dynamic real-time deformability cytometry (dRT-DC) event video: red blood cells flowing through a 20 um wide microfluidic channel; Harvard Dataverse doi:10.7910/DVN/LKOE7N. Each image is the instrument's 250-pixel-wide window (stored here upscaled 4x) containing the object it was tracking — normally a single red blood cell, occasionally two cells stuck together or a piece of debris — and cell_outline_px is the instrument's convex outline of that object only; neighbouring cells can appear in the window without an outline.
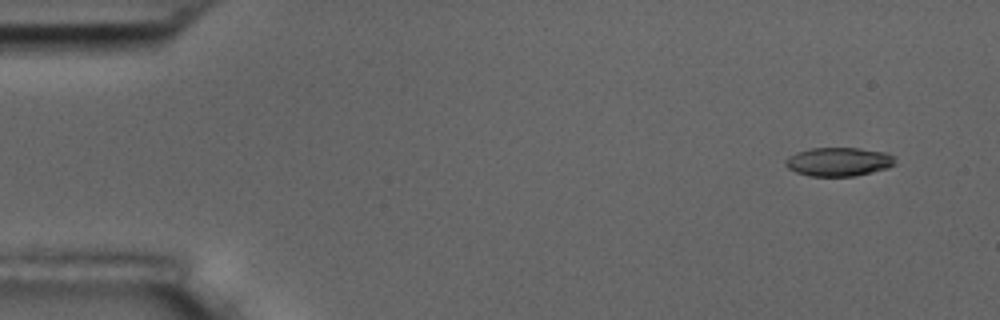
{"species": "common noctule bat (a hibernating species)", "species_latin": "Nyctalus noctula", "temperature_condition": "room temperature", "stored_images_in_passage": 4, "camera_frame_rate_fps": 3000, "um_per_image_px": 0.085, "animal": {"sex": "male", "body_mass_g": 17.5, "forearm_length_mm": 52.3}, "frame": {"image": 1, "passage_image": 1, "time_ms": 0.0, "image_size_px": [1000, 320], "cell_outline_px": [[896, 164], [888, 168], [856, 176], [808, 176], [796, 172], [788, 168], [784, 164], [784, 160], [788, 156], [796, 152], [812, 148], [860, 148], [888, 152], [896, 156]], "centroid_in_image_um": [71.32, 13.74], "position_along_channel_um": 13.7, "area_um2": 18.73}}
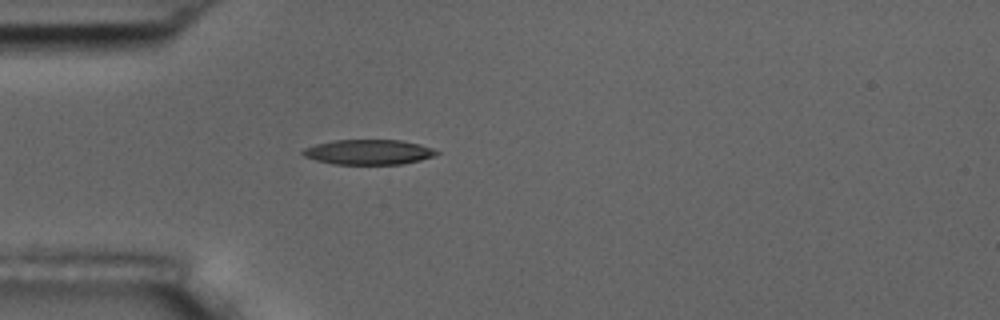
{"frame": {"image": 2, "passage_image": 4, "time_ms": 4.0, "image_size_px": [1000, 320], "cell_outline_px": [[440, 152], [432, 156], [420, 160], [400, 164], [332, 164], [316, 160], [304, 156], [300, 152], [304, 148], [316, 144], [336, 140], [400, 140], [420, 144], [432, 148]], "centroid_in_image_um": [31.3, 12.92], "position_along_channel_um": 53.7, "area_um2": 19.36}}